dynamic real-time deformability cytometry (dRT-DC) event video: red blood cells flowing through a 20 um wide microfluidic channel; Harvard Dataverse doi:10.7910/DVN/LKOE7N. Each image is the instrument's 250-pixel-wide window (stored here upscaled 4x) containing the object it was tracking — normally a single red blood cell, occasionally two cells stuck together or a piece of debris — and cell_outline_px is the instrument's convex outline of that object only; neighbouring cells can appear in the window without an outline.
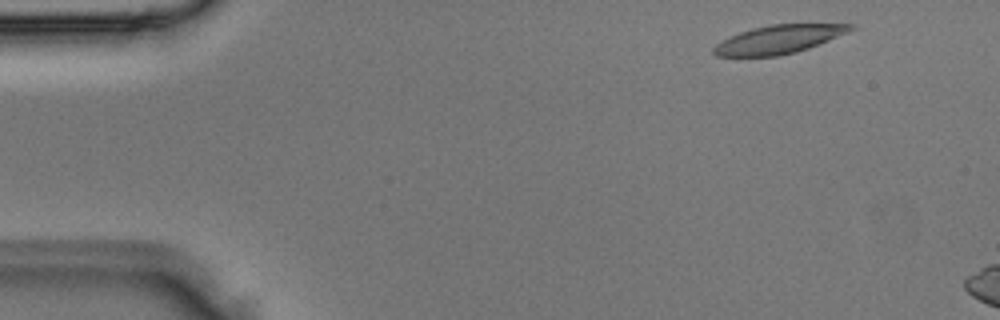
{"species": "Egyptian fruit bat (a non-hibernating species)", "species_latin": "Rousettus aegyptiacus", "temperature_condition": "room temperature", "stored_images_in_passage": 2, "camera_frame_rate_fps": 3000, "um_per_image_px": 0.085, "animal": {"sex": "male"}, "frame": {"image": 1, "passage_image": 1, "time_ms": 0.0, "image_size_px": [1000, 320], "cell_outline_px": [[856, 28], [848, 32], [808, 48], [796, 52], [780, 56], [716, 56], [712, 52], [712, 48], [716, 44], [728, 36], [752, 28], [768, 24], [856, 24]], "centroid_in_image_um": [66.16, 3.34], "position_along_channel_um": 18.8, "area_um2": 22.72}}